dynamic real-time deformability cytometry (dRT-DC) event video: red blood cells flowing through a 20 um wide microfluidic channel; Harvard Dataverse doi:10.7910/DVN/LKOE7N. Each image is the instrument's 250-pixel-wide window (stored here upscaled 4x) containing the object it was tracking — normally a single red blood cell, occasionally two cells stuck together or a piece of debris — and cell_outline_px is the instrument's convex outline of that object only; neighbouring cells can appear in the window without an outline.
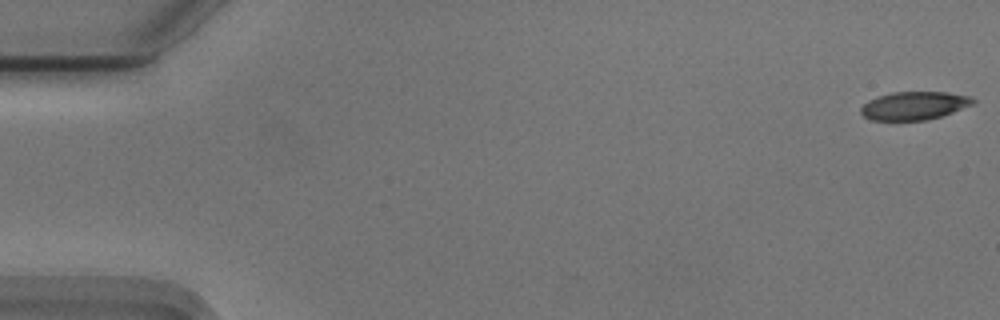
{"species": "Egyptian fruit bat (a non-hibernating species)", "species_latin": "Rousettus aegyptiacus", "temperature_condition": "cold", "stored_images_in_passage": 50, "camera_frame_rate_fps": 3000, "um_per_image_px": 0.085, "animal": {"sex": "male"}, "frame": {"image": 1, "passage_image": 1, "time_ms": 0.0, "image_size_px": [1000, 320], "cell_outline_px": [[976, 104], [928, 120], [872, 120], [864, 116], [860, 112], [860, 108], [868, 100], [876, 96], [892, 92], [948, 92], [972, 96], [976, 100]], "centroid_in_image_um": [77.74, 8.97], "position_along_channel_um": 7.3, "area_um2": 18.61}}
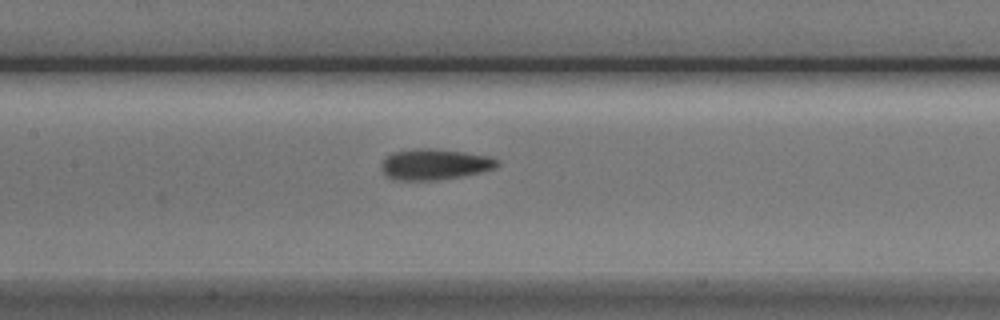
{"frame": {"image": 2, "passage_image": 26, "time_ms": 8.333, "image_size_px": [1000, 320], "cell_outline_px": [[500, 164], [496, 168], [464, 176], [436, 180], [396, 180], [388, 176], [380, 168], [380, 164], [392, 152], [412, 148], [436, 148], [464, 152], [488, 156], [500, 160]], "centroid_in_image_um": [36.96, 13.96], "position_along_channel_um": 170.4, "area_um2": 21.04}}
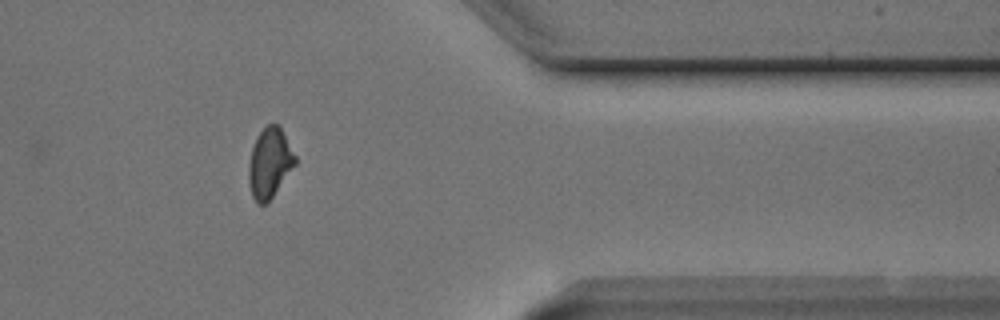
{"frame": {"image": 3, "passage_image": 45, "time_ms": 14.667, "image_size_px": [1000, 320], "cell_outline_px": [[296, 164], [272, 196], [264, 204], [256, 204], [252, 196], [248, 180], [248, 164], [252, 148], [260, 132], [268, 124], [280, 124], [296, 156]], "centroid_in_image_um": [22.92, 13.84], "position_along_channel_um": 388.5, "area_um2": 18.84}, "authors_computed_cell_mechanics": {"area_um2": 20.0566, "velocity_mm_per_s": 3.7412, "shape_relaxation_time_tau1_ms": 5.0689, "shape_relaxation_time_tau2_ms": 2.7244, "deformation_change_tau1": 0.1422, "deformation_change_tau2": 0.0821}}